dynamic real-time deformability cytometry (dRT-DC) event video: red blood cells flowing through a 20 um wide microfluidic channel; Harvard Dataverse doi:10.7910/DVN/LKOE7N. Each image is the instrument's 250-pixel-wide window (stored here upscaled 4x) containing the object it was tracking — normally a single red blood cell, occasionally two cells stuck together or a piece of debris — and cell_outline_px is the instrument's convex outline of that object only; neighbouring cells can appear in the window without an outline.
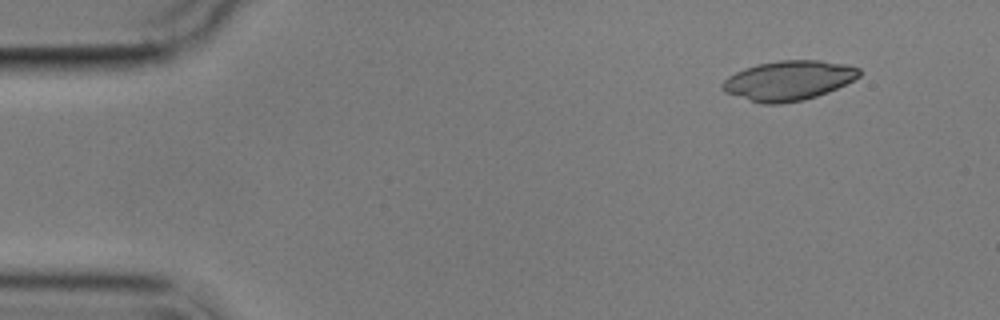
{"species": "common noctule bat (a hibernating species)", "species_latin": "Nyctalus noctula", "temperature_condition": "cold", "stored_images_in_passage": 6, "camera_frame_rate_fps": 3000, "um_per_image_px": 0.085, "animal": {"sex": "male", "body_mass_g": 17.9}, "frame": {"image": 1, "passage_image": 1, "time_ms": 0.0, "image_size_px": [1000, 320], "cell_outline_px": [[860, 76], [828, 92], [804, 100], [780, 104], [760, 104], [724, 92], [720, 88], [720, 84], [728, 76], [744, 68], [756, 64], [780, 60], [820, 60], [844, 64], [860, 68]], "centroid_in_image_um": [66.98, 6.85], "position_along_channel_um": 18.0, "area_um2": 31.73}}